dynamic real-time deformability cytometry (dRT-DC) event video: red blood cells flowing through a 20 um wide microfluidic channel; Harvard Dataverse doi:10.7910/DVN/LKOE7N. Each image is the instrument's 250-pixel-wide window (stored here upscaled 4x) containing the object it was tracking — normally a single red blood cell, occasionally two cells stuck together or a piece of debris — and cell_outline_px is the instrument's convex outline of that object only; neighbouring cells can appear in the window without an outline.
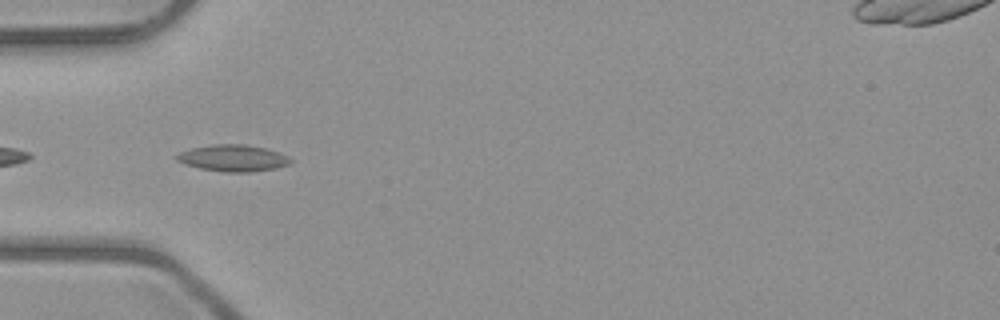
{"species": "common noctule bat (a hibernating species)", "species_latin": "Nyctalus noctula", "temperature_condition": "room temperature", "stored_images_in_passage": 9, "camera_frame_rate_fps": 3000, "um_per_image_px": 0.085, "animal": {"sex": "male", "body_mass_g": 23.1, "forearm_length_mm": 52.7}, "frame": {"image": 1, "passage_image": 6, "time_ms": 6.667, "image_size_px": [1000, 320], "cell_outline_px": [[292, 160], [288, 164], [276, 168], [248, 172], [224, 172], [200, 168], [184, 164], [176, 160], [176, 156], [180, 152], [192, 148], [212, 144], [244, 144], [264, 148], [288, 156]], "centroid_in_image_um": [19.78, 13.44], "position_along_channel_um": 65.2, "area_um2": 17.46}}
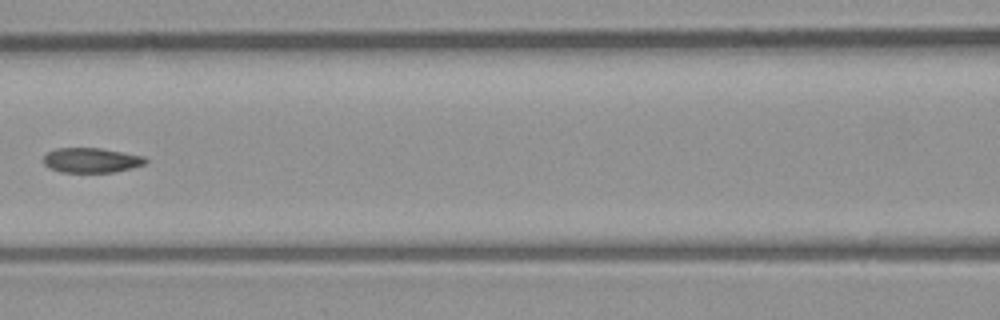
{"frame": {"image": 2, "passage_image": 8, "time_ms": 9.0, "image_size_px": [1000, 320], "cell_outline_px": [[148, 160], [144, 164], [132, 168], [116, 172], [60, 172], [48, 168], [44, 164], [44, 156], [48, 152], [56, 148], [100, 148], [144, 156]], "centroid_in_image_um": [7.76, 13.62], "position_along_channel_um": 158.8, "area_um2": 14.8}}
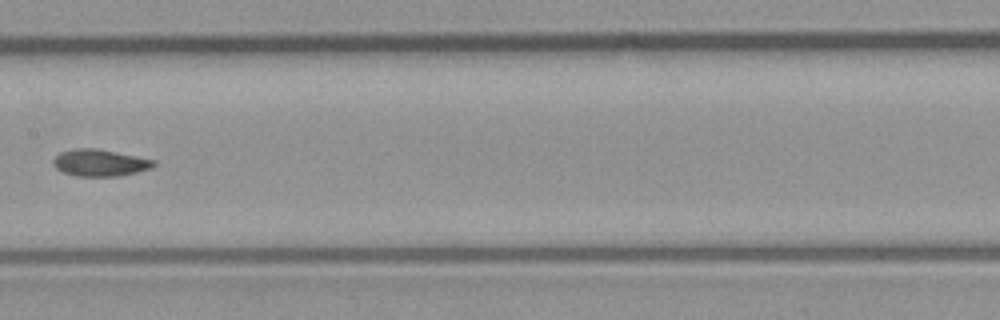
{"frame": {"image": 3, "passage_image": 9, "time_ms": 10.0, "image_size_px": [1000, 320], "cell_outline_px": [[156, 164], [152, 168], [136, 172], [116, 176], [76, 176], [64, 172], [56, 168], [52, 164], [52, 160], [60, 152], [72, 148], [96, 148], [156, 160]], "centroid_in_image_um": [8.47, 13.83], "position_along_channel_um": 198.9, "area_um2": 15.72}}